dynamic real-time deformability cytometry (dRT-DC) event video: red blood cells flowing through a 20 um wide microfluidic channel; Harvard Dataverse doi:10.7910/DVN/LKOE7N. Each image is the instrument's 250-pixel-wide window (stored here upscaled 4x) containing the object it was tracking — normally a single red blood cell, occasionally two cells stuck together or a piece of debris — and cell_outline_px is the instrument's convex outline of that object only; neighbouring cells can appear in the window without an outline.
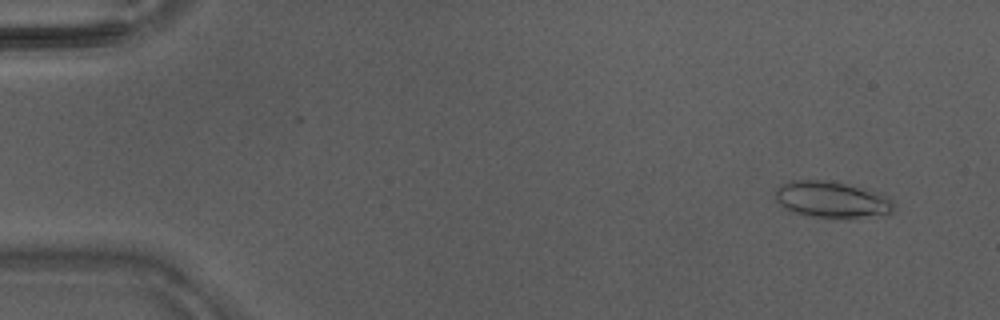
{"species": "Egyptian fruit bat (a non-hibernating species)", "species_latin": "Rousettus aegyptiacus", "temperature_condition": "warm", "stored_images_in_passage": 18, "camera_frame_rate_fps": 3000, "um_per_image_px": 0.085, "animal": {"sex": "male"}, "frame": {"image": 1, "passage_image": 3, "time_ms": 0.667, "image_size_px": [1000, 320], "cell_outline_px": [[896, 208], [888, 216], [852, 220], [808, 216], [792, 212], [780, 204], [776, 200], [776, 188], [780, 184], [792, 180], [828, 180], [860, 188], [888, 196], [896, 204]], "centroid_in_image_um": [70.78, 17.02], "position_along_channel_um": 14.2, "area_um2": 25.95}}